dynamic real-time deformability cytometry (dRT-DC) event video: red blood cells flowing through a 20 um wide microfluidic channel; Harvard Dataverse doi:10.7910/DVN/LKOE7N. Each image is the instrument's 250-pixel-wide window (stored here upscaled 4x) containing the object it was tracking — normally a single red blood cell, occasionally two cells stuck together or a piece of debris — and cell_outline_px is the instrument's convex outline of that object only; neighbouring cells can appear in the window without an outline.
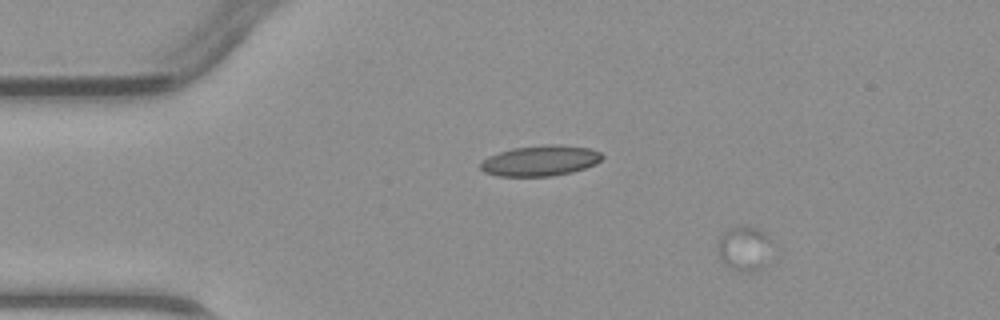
{"species": "common noctule bat (a hibernating species)", "species_latin": "Nyctalus noctula", "temperature_condition": "warm", "stored_images_in_passage": 3, "camera_frame_rate_fps": 3000, "um_per_image_px": 0.085, "animal": {"sex": "male", "body_mass_g": 23.1, "forearm_length_mm": 52.7}, "frame": {"image": 1, "passage_image": 1, "time_ms": 0.0, "image_size_px": [1000, 320], "cell_outline_px": [[768, 240], [764, 264], [756, 272], [740, 272], [724, 264], [720, 260], [720, 236], [728, 228], [740, 224], [748, 224], [768, 232]], "centroid_in_image_um": [63.23, 21.07], "position_along_channel_um": 21.8, "area_um2": 13.87}}